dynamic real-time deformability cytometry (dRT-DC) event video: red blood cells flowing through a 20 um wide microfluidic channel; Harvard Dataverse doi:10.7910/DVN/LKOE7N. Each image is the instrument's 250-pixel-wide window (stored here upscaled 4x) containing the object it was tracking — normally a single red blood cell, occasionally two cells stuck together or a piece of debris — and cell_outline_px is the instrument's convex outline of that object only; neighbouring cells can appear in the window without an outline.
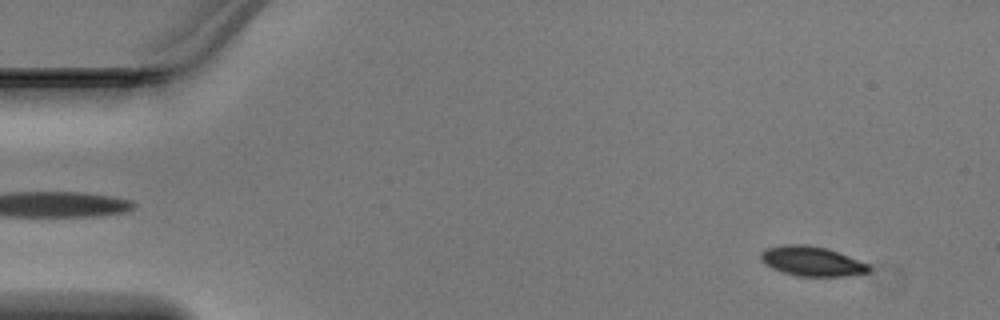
{"species": "Egyptian fruit bat (a non-hibernating species)", "species_latin": "Rousettus aegyptiacus", "temperature_condition": "warm", "stored_images_in_passage": 47, "camera_frame_rate_fps": 3000, "um_per_image_px": 0.085, "animal": {"sex": "male"}, "frame": {"image": 1, "passage_image": 4, "time_ms": 1.0, "image_size_px": [1000, 320], "cell_outline_px": [[872, 268], [868, 272], [844, 276], [796, 276], [772, 268], [764, 264], [760, 260], [760, 252], [764, 248], [780, 244], [808, 244], [828, 248], [868, 264]], "centroid_in_image_um": [68.95, 22.18], "position_along_channel_um": 16.1, "area_um2": 18.9}}
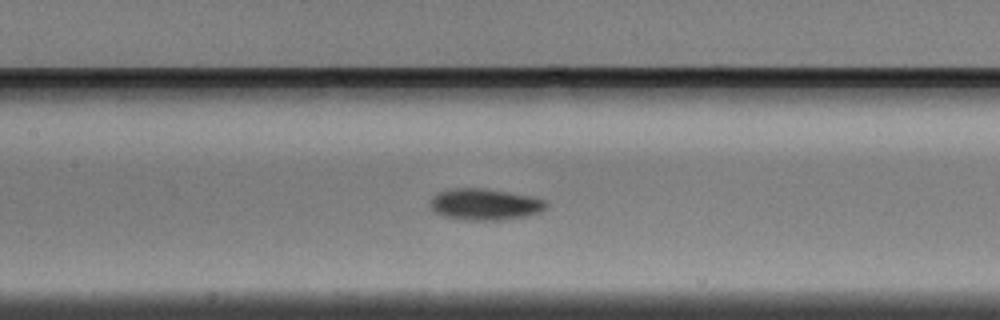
{"frame": {"image": 2, "passage_image": 22, "time_ms": 7.0, "image_size_px": [1000, 320], "cell_outline_px": [[548, 204], [540, 212], [528, 216], [500, 220], [464, 220], [444, 216], [432, 212], [428, 204], [432, 196], [436, 192], [448, 188], [480, 188], [508, 192], [528, 196], [544, 200]], "centroid_in_image_um": [41.12, 17.37], "position_along_channel_um": 166.3, "area_um2": 21.44}}
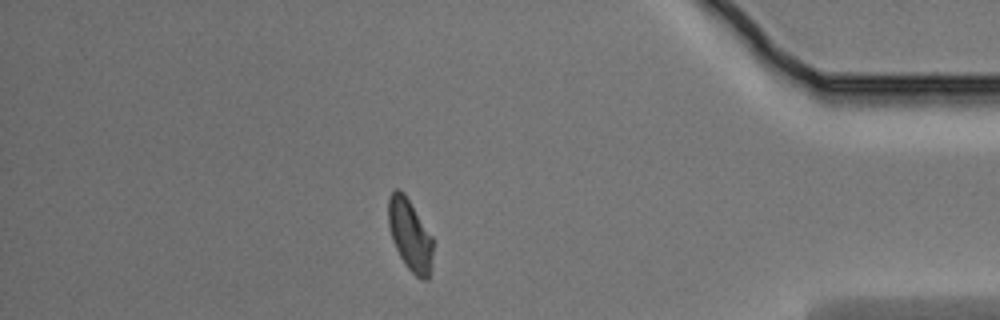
{"frame": {"image": 3, "passage_image": 41, "time_ms": 13.333, "image_size_px": [1000, 320], "cell_outline_px": [[432, 264], [428, 280], [424, 280], [416, 276], [408, 268], [400, 256], [392, 240], [388, 224], [388, 200], [392, 192], [396, 188], [400, 188], [404, 192], [432, 236]], "centroid_in_image_um": [34.84, 19.96], "position_along_channel_um": 400.4, "area_um2": 18.55}}